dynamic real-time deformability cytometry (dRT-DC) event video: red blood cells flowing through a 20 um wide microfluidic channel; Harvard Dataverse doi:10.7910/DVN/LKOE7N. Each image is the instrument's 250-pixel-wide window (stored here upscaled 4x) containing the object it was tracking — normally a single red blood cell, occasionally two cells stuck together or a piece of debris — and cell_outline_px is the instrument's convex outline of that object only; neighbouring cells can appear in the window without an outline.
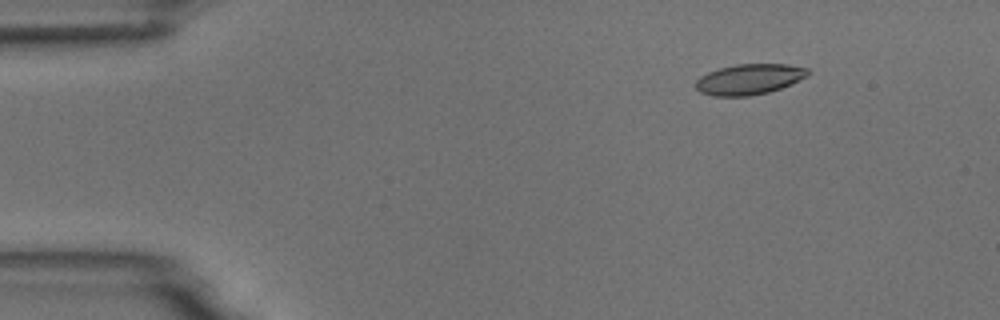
{"species": "common noctule bat (a hibernating species)", "species_latin": "Nyctalus noctula", "temperature_condition": "room temperature", "stored_images_in_passage": 6, "camera_frame_rate_fps": 3000, "um_per_image_px": 0.085, "animal": {"sex": "male", "body_mass_g": 18.8}, "frame": {"image": 1, "passage_image": 1, "time_ms": 0.0, "image_size_px": [1000, 320], "cell_outline_px": [[808, 76], [792, 84], [768, 92], [748, 96], [712, 96], [700, 92], [696, 88], [696, 80], [700, 76], [708, 72], [720, 68], [736, 64], [788, 64], [808, 68]], "centroid_in_image_um": [63.69, 6.73], "position_along_channel_um": 21.3, "area_um2": 20.0}}
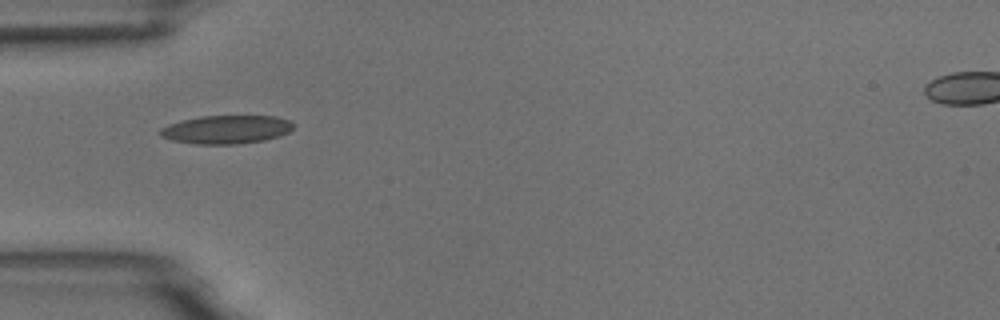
{"frame": {"image": 2, "passage_image": 4, "time_ms": 3.333, "image_size_px": [1000, 320], "cell_outline_px": [[296, 124], [288, 132], [280, 136], [264, 140], [236, 144], [196, 144], [172, 140], [160, 136], [160, 128], [168, 124], [184, 120], [204, 116], [276, 116], [288, 120]], "centroid_in_image_um": [19.26, 11.01], "position_along_channel_um": 65.7, "area_um2": 21.96}}
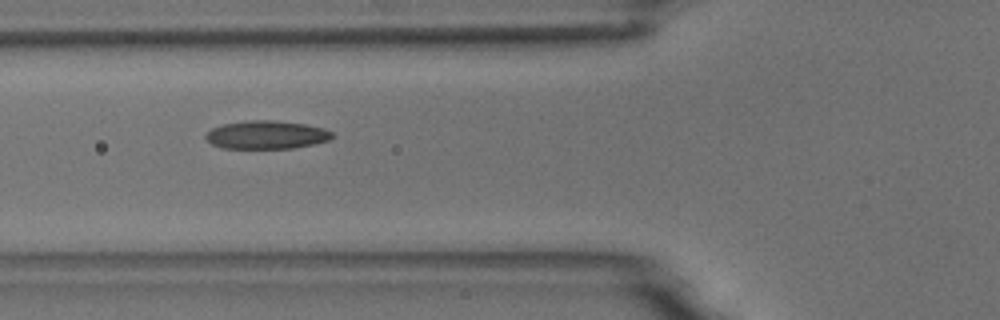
{"frame": {"image": 3, "passage_image": 5, "time_ms": 4.333, "image_size_px": [1000, 320], "cell_outline_px": [[332, 136], [328, 140], [312, 144], [292, 148], [220, 148], [212, 144], [204, 136], [212, 128], [224, 124], [248, 120], [272, 120], [304, 124], [324, 128], [332, 132]], "centroid_in_image_um": [22.62, 11.46], "position_along_channel_um": 103.2, "area_um2": 20.58}}